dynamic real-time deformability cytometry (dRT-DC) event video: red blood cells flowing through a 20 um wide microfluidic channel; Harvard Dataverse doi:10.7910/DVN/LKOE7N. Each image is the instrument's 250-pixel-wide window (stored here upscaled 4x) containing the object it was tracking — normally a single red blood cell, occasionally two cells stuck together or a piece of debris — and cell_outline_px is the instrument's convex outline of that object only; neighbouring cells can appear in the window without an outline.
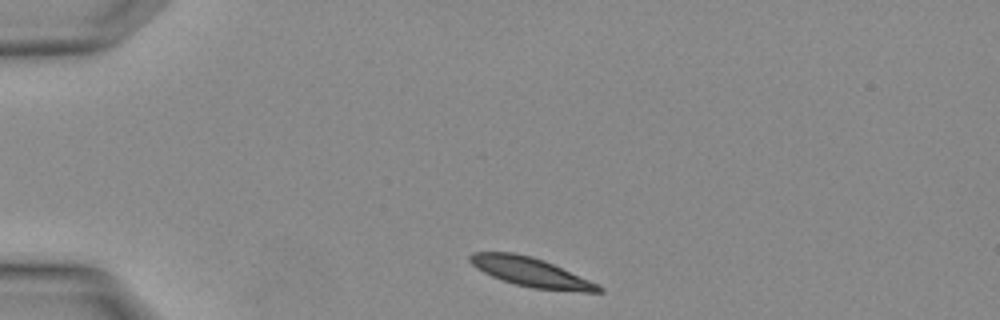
{"species": "Egyptian fruit bat (a non-hibernating species)", "species_latin": "Rousettus aegyptiacus", "temperature_condition": "warm", "stored_images_in_passage": 3, "segment_of_instrument_passage": [2, 2], "camera_frame_rate_fps": 3000, "um_per_image_px": 0.085, "animal": {"sex": "female"}, "frame": {"image": 1, "passage_image": 3, "time_ms": 0.667, "image_size_px": [1000, 320], "cell_outline_px": [[604, 292], [584, 292], [532, 288], [516, 284], [492, 276], [476, 268], [468, 260], [468, 256], [472, 252], [512, 252], [532, 256], [544, 260], [588, 280], [604, 288]], "centroid_in_image_um": [45.09, 23.12], "position_along_channel_um": 39.9, "area_um2": 21.56}}